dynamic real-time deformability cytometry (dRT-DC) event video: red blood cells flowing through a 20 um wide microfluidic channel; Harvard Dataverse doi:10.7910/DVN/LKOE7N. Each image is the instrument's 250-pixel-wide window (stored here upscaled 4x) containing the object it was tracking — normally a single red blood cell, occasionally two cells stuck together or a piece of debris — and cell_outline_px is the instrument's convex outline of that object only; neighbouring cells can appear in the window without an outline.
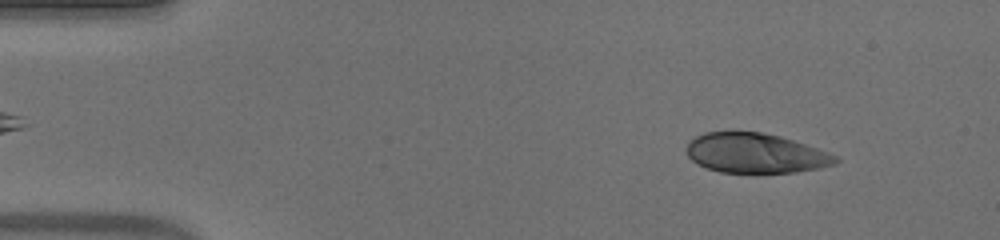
{"species": "human", "species_latin": "Homo sapiens", "temperature_condition": "warm", "stored_images_in_passage": 50, "camera_frame_rate_fps": 3000, "um_per_image_px": 0.085, "donor": {"sex": "male"}, "frame": {"image": 1, "passage_image": 5, "time_ms": 1.333, "image_size_px": [1000, 240], "cell_outline_px": [[840, 160], [836, 164], [820, 168], [796, 172], [756, 176], [720, 172], [696, 164], [688, 156], [684, 148], [688, 140], [704, 132], [760, 132], [780, 136], [828, 152], [836, 156]], "centroid_in_image_um": [64.18, 13.07], "position_along_channel_um": 20.8, "area_um2": 35.6}}
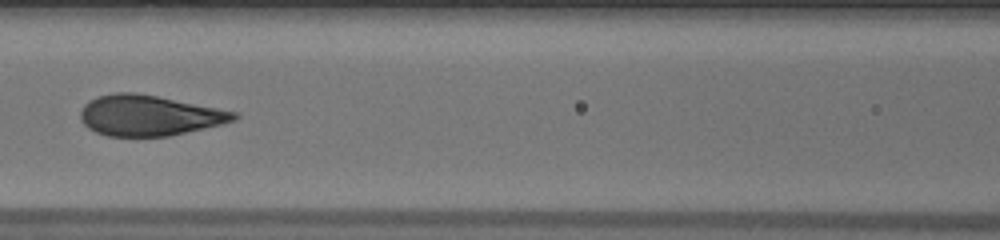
{"frame": {"image": 2, "passage_image": 22, "time_ms": 7.0, "image_size_px": [1000, 240], "cell_outline_px": [[240, 116], [236, 120], [204, 128], [168, 136], [108, 136], [96, 132], [88, 128], [80, 120], [80, 112], [84, 104], [88, 100], [96, 96], [116, 92], [136, 92], [236, 112]], "centroid_in_image_um": [12.61, 9.81], "position_along_channel_um": 154.0, "area_um2": 36.07}}
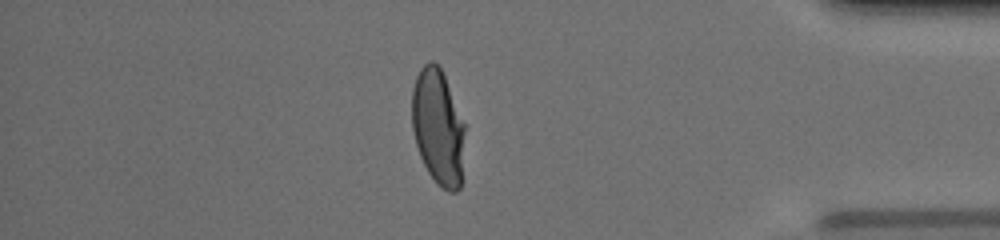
{"frame": {"image": 3, "passage_image": 43, "time_ms": 14.0, "image_size_px": [1000, 240], "cell_outline_px": [[464, 132], [460, 188], [456, 192], [448, 192], [436, 184], [428, 172], [420, 156], [416, 144], [412, 128], [412, 88], [416, 76], [420, 68], [428, 60], [432, 60], [440, 68], [444, 76], [464, 124]], "centroid_in_image_um": [37.2, 10.81], "position_along_channel_um": 398.0, "area_um2": 35.43}, "authors_computed_cell_mechanics": {"area_um2": 36.3851, "velocity_mm_per_s": 3.965, "shape_relaxation_time_tau1_ms": 4.9828, "shape_relaxation_time_tau2_ms": null, "deformation_change_tau1": 0.2528, "deformation_change_tau2": null}}